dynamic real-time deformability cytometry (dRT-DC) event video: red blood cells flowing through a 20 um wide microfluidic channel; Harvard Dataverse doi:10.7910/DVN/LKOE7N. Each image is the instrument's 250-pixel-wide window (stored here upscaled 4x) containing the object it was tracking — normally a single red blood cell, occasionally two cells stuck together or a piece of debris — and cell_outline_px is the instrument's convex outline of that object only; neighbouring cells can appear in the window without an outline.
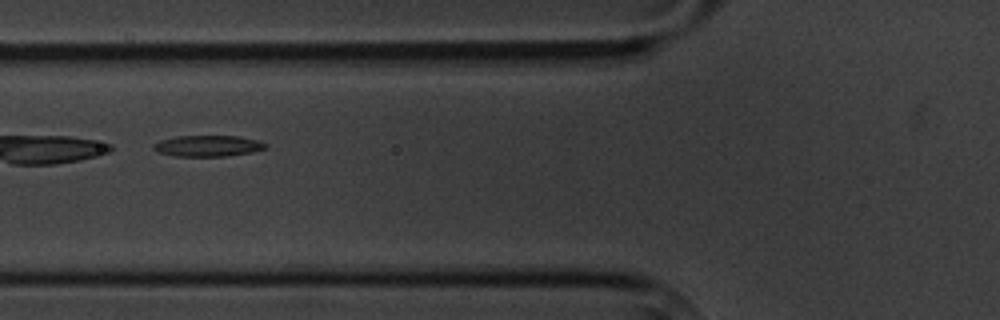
{"species": "common noctule bat (a hibernating species)", "species_latin": "Nyctalus noctula", "temperature_condition": "cold", "stored_images_in_passage": 7, "camera_frame_rate_fps": 3000, "um_per_image_px": 0.085, "animal": {"sex": "male", "body_mass_g": 20.1, "forearm_length_mm": 53.5}, "frame": {"image": 1, "passage_image": 7, "time_ms": 7.0, "image_size_px": [1000, 320], "cell_outline_px": [[268, 148], [252, 152], [228, 156], [176, 156], [156, 152], [152, 148], [152, 144], [160, 140], [176, 136], [240, 136], [256, 140], [268, 144]], "centroid_in_image_um": [17.66, 12.4], "position_along_channel_um": 108.1, "area_um2": 13.93}}